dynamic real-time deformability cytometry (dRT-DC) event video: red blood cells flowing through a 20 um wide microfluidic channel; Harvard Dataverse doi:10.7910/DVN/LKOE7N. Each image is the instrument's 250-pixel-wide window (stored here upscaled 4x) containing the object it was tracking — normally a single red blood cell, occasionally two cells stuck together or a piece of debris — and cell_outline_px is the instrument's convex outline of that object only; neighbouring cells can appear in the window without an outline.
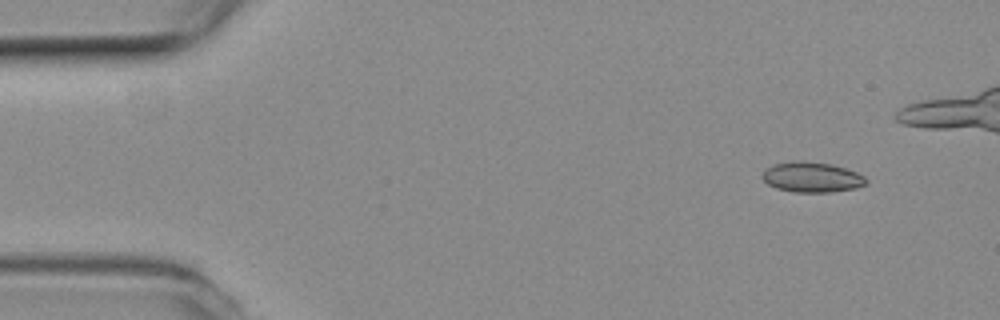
{"species": "common noctule bat (a hibernating species)", "species_latin": "Nyctalus noctula", "temperature_condition": "room temperature", "stored_images_in_passage": 5, "camera_frame_rate_fps": 3000, "um_per_image_px": 0.085, "animal": {"sex": "female", "body_mass_g": 19.3, "forearm_length_mm": 54.1}, "frame": {"image": 1, "passage_image": 1, "time_ms": 0.0, "image_size_px": [1000, 320], "cell_outline_px": [[868, 180], [864, 184], [856, 188], [832, 192], [792, 192], [776, 188], [768, 184], [760, 176], [764, 168], [776, 164], [828, 164], [844, 168], [856, 172], [864, 176]], "centroid_in_image_um": [69.0, 15.12], "position_along_channel_um": 16.0, "area_um2": 17.46}}